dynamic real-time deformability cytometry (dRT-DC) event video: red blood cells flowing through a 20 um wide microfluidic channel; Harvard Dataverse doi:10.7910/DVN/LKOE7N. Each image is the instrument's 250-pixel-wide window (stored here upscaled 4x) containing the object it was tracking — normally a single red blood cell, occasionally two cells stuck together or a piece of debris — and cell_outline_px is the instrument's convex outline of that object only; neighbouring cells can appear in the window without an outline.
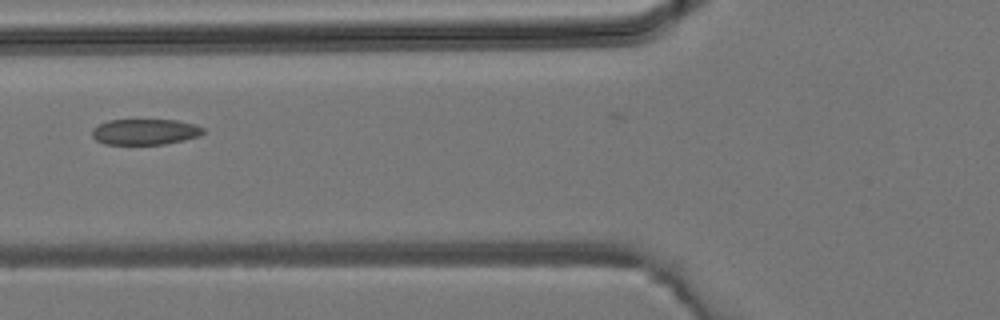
{"species": "common noctule bat (a hibernating species)", "species_latin": "Nyctalus noctula", "temperature_condition": "room temperature", "stored_images_in_passage": 4, "camera_frame_rate_fps": 3000, "um_per_image_px": 0.085, "animal": {"sex": "male", "body_mass_g": 19.2, "forearm_length_mm": 51.8}, "frame": {"image": 1, "passage_image": 4, "time_ms": 1.0, "image_size_px": [1000, 320], "cell_outline_px": [[204, 132], [200, 136], [184, 140], [164, 144], [104, 144], [96, 140], [92, 136], [92, 128], [108, 120], [176, 120], [196, 124], [204, 128]], "centroid_in_image_um": [12.34, 11.2], "position_along_channel_um": 113.5, "area_um2": 16.76}}